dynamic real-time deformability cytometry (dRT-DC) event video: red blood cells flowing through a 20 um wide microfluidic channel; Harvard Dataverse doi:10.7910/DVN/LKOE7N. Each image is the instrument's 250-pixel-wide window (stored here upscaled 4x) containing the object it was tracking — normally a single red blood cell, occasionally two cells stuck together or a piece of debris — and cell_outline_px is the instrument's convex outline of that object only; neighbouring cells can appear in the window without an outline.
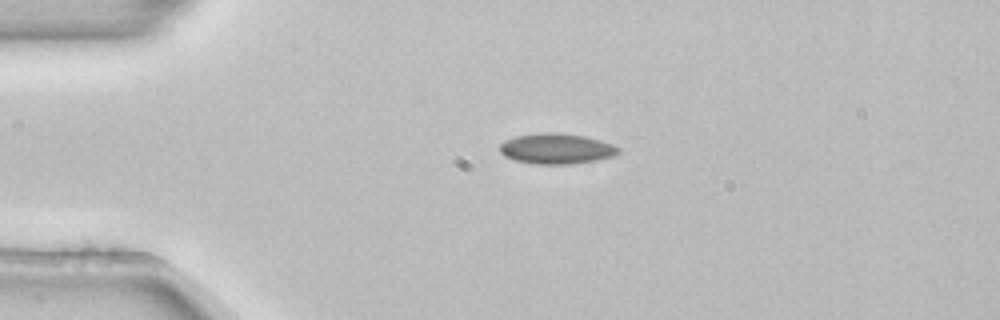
{"species": "common noctule bat (a hibernating species)", "species_latin": "Nyctalus noctula", "temperature_condition": "room temperature", "stored_images_in_passage": 2, "camera_frame_rate_fps": 3000, "um_per_image_px": 0.085, "animal": {"sex": "female", "body_mass_g": 22.7, "forearm_length_mm": 54.2}, "frame": {"image": 1, "passage_image": 1, "time_ms": 0.0, "image_size_px": [1000, 320], "cell_outline_px": [[620, 152], [612, 156], [596, 160], [572, 164], [532, 164], [512, 160], [504, 156], [500, 152], [500, 144], [504, 140], [516, 136], [540, 132], [556, 132], [584, 136], [600, 140], [612, 144], [620, 148]], "centroid_in_image_um": [47.26, 12.64], "position_along_channel_um": 37.7, "area_um2": 21.27}}